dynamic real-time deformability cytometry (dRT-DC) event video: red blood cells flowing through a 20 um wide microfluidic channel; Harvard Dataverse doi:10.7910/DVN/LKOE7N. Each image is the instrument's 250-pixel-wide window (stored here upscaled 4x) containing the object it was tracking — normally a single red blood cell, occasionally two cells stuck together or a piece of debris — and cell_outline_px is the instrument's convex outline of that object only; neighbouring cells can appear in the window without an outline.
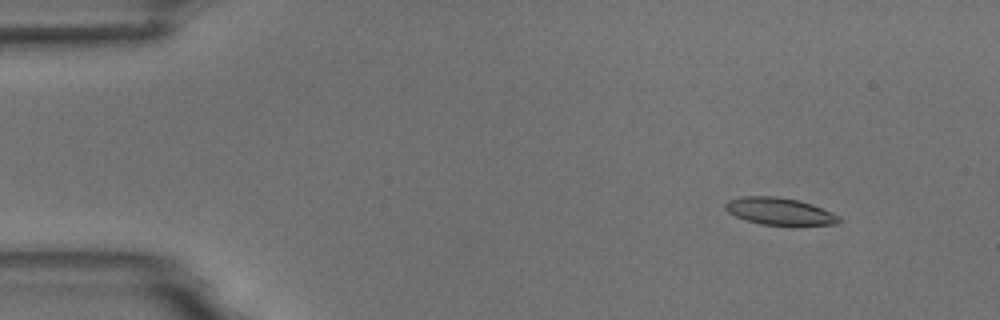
{"species": "common noctule bat (a hibernating species)", "species_latin": "Nyctalus noctula", "temperature_condition": "room temperature", "stored_images_in_passage": 5, "camera_frame_rate_fps": 3000, "um_per_image_px": 0.085, "animal": {"sex": "male", "body_mass_g": 18.8}, "frame": {"image": 1, "passage_image": 2, "time_ms": 1.333, "image_size_px": [1000, 320], "cell_outline_px": [[840, 220], [836, 224], [760, 224], [744, 220], [728, 212], [724, 208], [724, 204], [728, 200], [744, 196], [776, 196], [800, 200], [812, 204], [832, 212], [840, 216]], "centroid_in_image_um": [66.22, 17.94], "position_along_channel_um": 18.8, "area_um2": 17.8}}
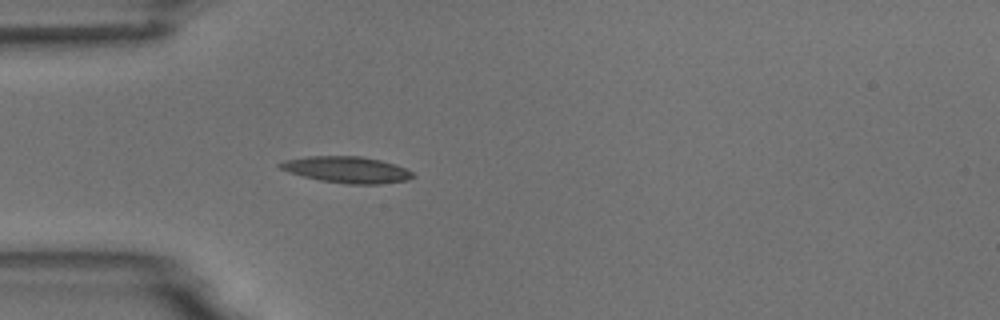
{"frame": {"image": 2, "passage_image": 5, "time_ms": 4.667, "image_size_px": [1000, 320], "cell_outline_px": [[416, 176], [408, 180], [380, 184], [348, 184], [320, 180], [288, 172], [280, 168], [276, 164], [284, 160], [308, 156], [360, 156], [380, 160], [396, 164], [408, 168]], "centroid_in_image_um": [29.51, 14.42], "position_along_channel_um": 55.5, "area_um2": 20.52}}